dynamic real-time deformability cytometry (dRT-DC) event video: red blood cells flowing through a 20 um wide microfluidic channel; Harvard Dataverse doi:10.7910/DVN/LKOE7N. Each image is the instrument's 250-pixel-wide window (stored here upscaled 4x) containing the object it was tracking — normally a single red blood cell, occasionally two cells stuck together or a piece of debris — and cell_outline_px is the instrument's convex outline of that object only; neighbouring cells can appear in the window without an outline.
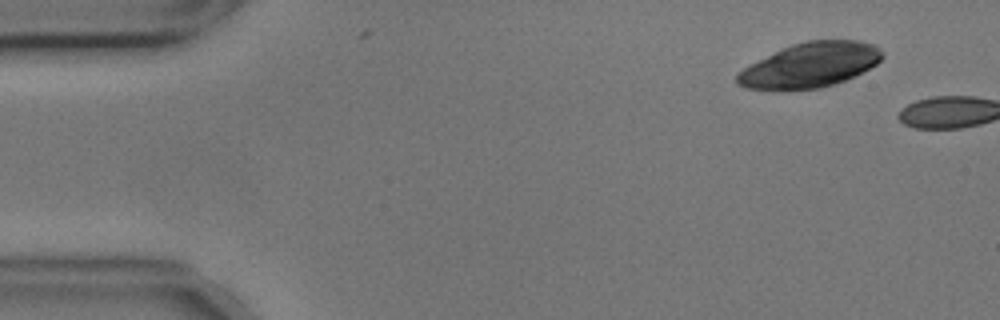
{"species": "common noctule bat (a hibernating species)", "species_latin": "Nyctalus noctula", "temperature_condition": "cold", "stored_images_in_passage": 2, "camera_frame_rate_fps": 3000, "um_per_image_px": 0.085, "animal": {"sex": "male", "body_mass_g": 17.9, "forearm_length_mm": 54.2}, "frame": {"image": 1, "passage_image": 1, "time_ms": 0.0, "image_size_px": [1000, 320], "cell_outline_px": [[884, 56], [876, 64], [844, 80], [820, 88], [744, 88], [736, 84], [736, 76], [744, 68], [792, 44], [808, 40], [860, 40], [876, 44], [884, 52]], "centroid_in_image_um": [68.93, 5.5], "position_along_channel_um": 16.1, "area_um2": 36.88}}